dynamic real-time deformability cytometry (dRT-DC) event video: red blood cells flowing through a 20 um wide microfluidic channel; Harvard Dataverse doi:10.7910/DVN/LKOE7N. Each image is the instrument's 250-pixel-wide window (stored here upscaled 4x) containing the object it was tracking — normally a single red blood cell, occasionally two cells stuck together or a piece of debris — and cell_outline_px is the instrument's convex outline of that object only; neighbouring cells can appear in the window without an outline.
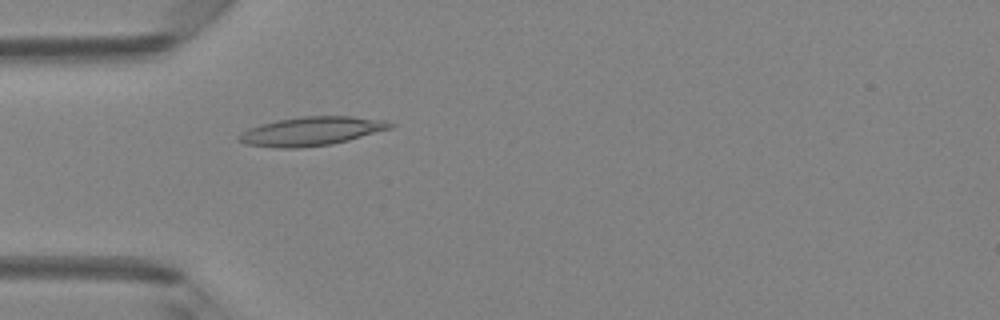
{"species": "Egyptian fruit bat (a non-hibernating species)", "species_latin": "Rousettus aegyptiacus", "temperature_condition": "room temperature", "stored_images_in_passage": 49, "camera_frame_rate_fps": 3000, "um_per_image_px": 0.085, "animal": {"sex": "female"}, "frame": {"image": 1, "passage_image": 15, "time_ms": 4.667, "image_size_px": [1000, 320], "cell_outline_px": [[396, 124], [392, 128], [348, 140], [332, 144], [296, 148], [276, 148], [248, 144], [236, 140], [236, 136], [240, 132], [248, 128], [260, 124], [276, 120], [304, 116], [352, 116], [384, 120]], "centroid_in_image_um": [26.44, 11.15], "position_along_channel_um": 58.6, "area_um2": 25.49}}
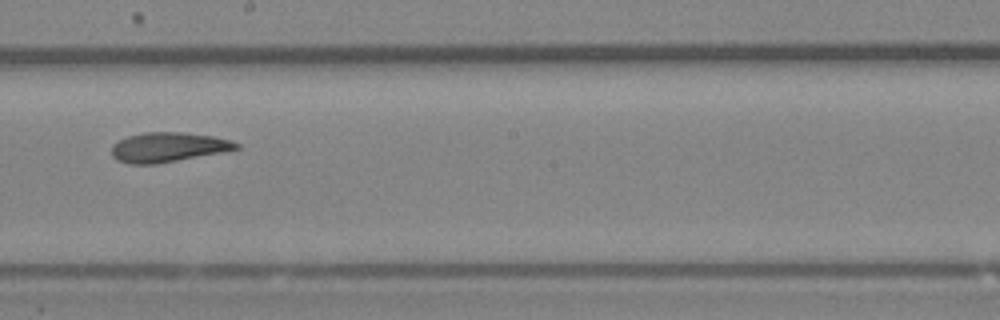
{"frame": {"image": 2, "passage_image": 28, "time_ms": 9.0, "image_size_px": [1000, 320], "cell_outline_px": [[240, 148], [224, 152], [156, 164], [128, 164], [116, 160], [112, 156], [112, 144], [128, 136], [144, 132], [184, 132], [212, 136], [228, 140], [240, 144]], "centroid_in_image_um": [14.27, 12.52], "position_along_channel_um": 233.9, "area_um2": 21.56}}
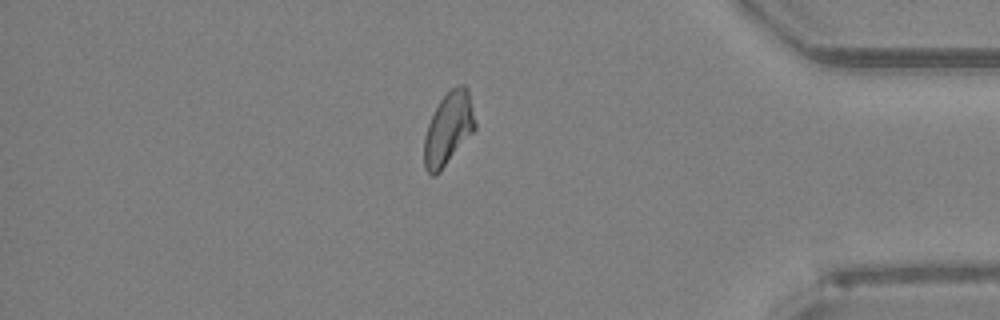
{"frame": {"image": 3, "passage_image": 42, "time_ms": 13.667, "image_size_px": [1000, 320], "cell_outline_px": [[476, 128], [440, 172], [436, 176], [432, 176], [424, 168], [424, 136], [428, 124], [440, 100], [456, 84], [464, 84], [468, 88], [476, 124]], "centroid_in_image_um": [38.11, 10.94], "position_along_channel_um": 397.1, "area_um2": 21.5}, "authors_computed_cell_mechanics": {"area_um2": 22.0218, "velocity_mm_per_s": 4.1512, "shape_relaxation_time_tau1_ms": null, "shape_relaxation_time_tau2_ms": 3.8036, "deformation_change_tau1": null, "deformation_change_tau2": 0.0958}}